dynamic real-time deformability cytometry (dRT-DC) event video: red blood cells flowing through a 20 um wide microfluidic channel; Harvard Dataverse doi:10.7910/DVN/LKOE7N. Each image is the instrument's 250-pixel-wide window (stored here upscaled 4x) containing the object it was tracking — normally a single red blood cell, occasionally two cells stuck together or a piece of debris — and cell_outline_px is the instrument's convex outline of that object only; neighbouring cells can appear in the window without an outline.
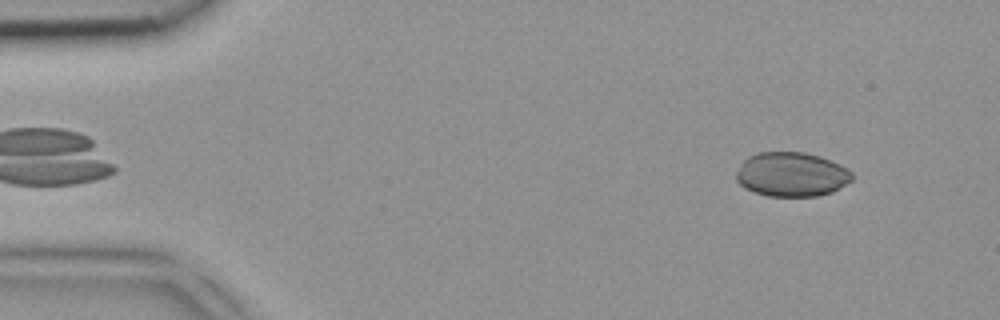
{"species": "common noctule bat (a hibernating species)", "species_latin": "Nyctalus noctula", "temperature_condition": "room temperature", "stored_images_in_passage": 3, "camera_frame_rate_fps": 3000, "um_per_image_px": 0.085, "animal": {"sex": "female", "body_mass_g": 18.4}, "frame": {"image": 1, "passage_image": 3, "time_ms": 0.667, "image_size_px": [1000, 320], "cell_outline_px": [[852, 180], [832, 192], [816, 196], [768, 196], [744, 188], [736, 180], [736, 172], [740, 164], [748, 156], [760, 152], [804, 152], [820, 156], [840, 164], [852, 172]], "centroid_in_image_um": [67.27, 14.82], "position_along_channel_um": 17.7, "area_um2": 29.94}}